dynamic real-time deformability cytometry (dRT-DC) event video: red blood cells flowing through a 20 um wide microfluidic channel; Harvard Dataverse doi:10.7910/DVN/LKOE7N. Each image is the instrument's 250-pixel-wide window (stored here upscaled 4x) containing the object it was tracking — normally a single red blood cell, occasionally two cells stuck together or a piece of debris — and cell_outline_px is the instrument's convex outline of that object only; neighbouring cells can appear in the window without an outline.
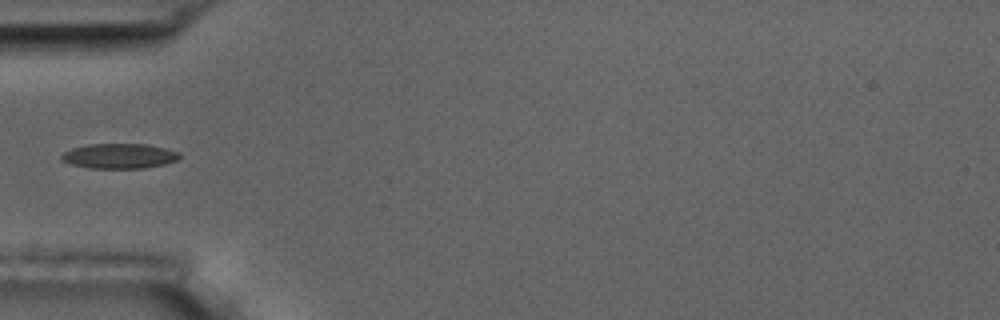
{"species": "common noctule bat (a hibernating species)", "species_latin": "Nyctalus noctula", "temperature_condition": "room temperature", "stored_images_in_passage": 4, "camera_frame_rate_fps": 3000, "um_per_image_px": 0.085, "animal": {"sex": "male", "body_mass_g": 17.5, "forearm_length_mm": 52.3}, "frame": {"image": 1, "passage_image": 4, "time_ms": 4.0, "image_size_px": [1000, 320], "cell_outline_px": [[180, 156], [176, 160], [164, 164], [144, 168], [92, 168], [72, 164], [60, 160], [60, 156], [64, 152], [72, 148], [88, 144], [148, 144], [180, 152]], "centroid_in_image_um": [10.13, 13.25], "position_along_channel_um": 74.9, "area_um2": 17.11}}